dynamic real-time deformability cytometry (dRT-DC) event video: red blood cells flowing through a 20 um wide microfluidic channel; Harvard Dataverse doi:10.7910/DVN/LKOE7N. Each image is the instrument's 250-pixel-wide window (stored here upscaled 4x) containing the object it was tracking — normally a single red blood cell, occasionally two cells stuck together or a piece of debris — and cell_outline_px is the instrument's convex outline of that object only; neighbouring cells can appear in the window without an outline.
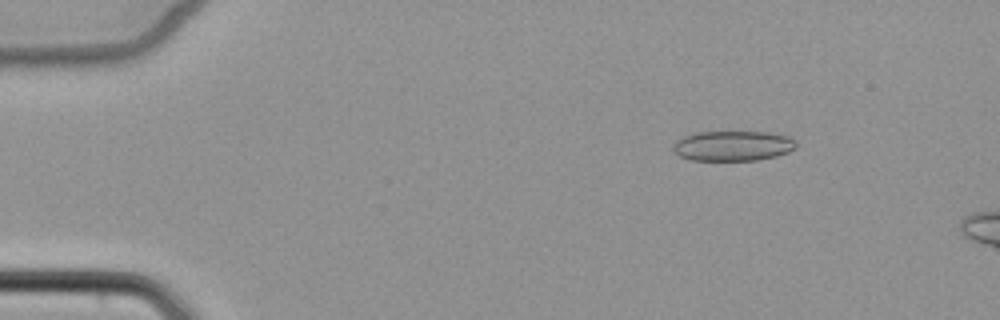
{"species": "common noctule bat (a hibernating species)", "species_latin": "Nyctalus noctula", "temperature_condition": "cold", "stored_images_in_passage": 4, "camera_frame_rate_fps": 3000, "um_per_image_px": 0.085, "animal": {"sex": "female", "body_mass_g": 22.7, "forearm_length_mm": 54.2}, "frame": {"image": 1, "passage_image": 2, "time_ms": 1.333, "image_size_px": [1000, 320], "cell_outline_px": [[796, 148], [788, 152], [776, 156], [756, 160], [692, 160], [680, 156], [672, 148], [676, 140], [684, 136], [696, 132], [768, 132], [788, 136], [796, 140]], "centroid_in_image_um": [62.31, 12.39], "position_along_channel_um": 22.7, "area_um2": 21.56}}